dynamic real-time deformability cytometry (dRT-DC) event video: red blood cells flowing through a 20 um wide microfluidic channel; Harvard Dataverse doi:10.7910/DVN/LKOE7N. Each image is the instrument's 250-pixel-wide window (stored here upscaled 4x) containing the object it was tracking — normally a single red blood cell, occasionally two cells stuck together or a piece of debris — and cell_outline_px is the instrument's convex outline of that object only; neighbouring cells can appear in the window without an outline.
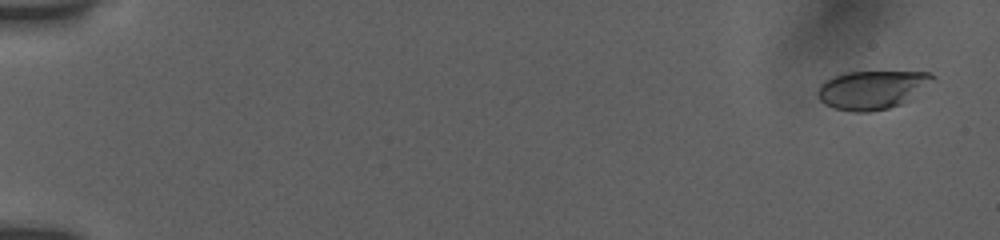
{"species": "human", "species_latin": "Homo sapiens", "temperature_condition": "room temperature", "stored_images_in_passage": 30, "camera_frame_rate_fps": 3000, "um_per_image_px": 0.085, "donor": {"sex": "female"}, "frame": {"image": 1, "passage_image": 2, "time_ms": 0.667, "image_size_px": [1000, 240], "cell_outline_px": [[936, 80], [912, 100], [888, 108], [868, 112], [856, 112], [832, 108], [824, 104], [816, 96], [816, 92], [820, 84], [824, 80], [832, 76], [844, 72], [928, 72], [936, 76]], "centroid_in_image_um": [74.14, 7.63], "position_along_channel_um": 10.9, "area_um2": 26.41}}
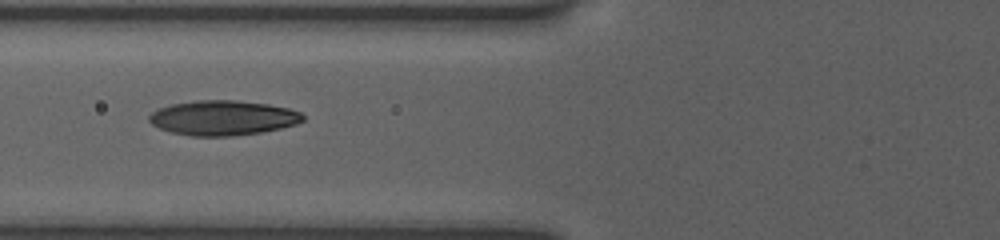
{"frame": {"image": 2, "passage_image": 18, "time_ms": 7.667, "image_size_px": [1000, 240], "cell_outline_px": [[304, 120], [296, 124], [280, 128], [260, 132], [232, 136], [192, 136], [172, 132], [160, 128], [152, 124], [148, 120], [148, 116], [152, 112], [160, 108], [172, 104], [196, 100], [236, 100], [268, 104], [288, 108], [300, 112], [304, 116]], "centroid_in_image_um": [18.95, 10.01], "position_along_channel_um": 106.9, "area_um2": 31.1}}
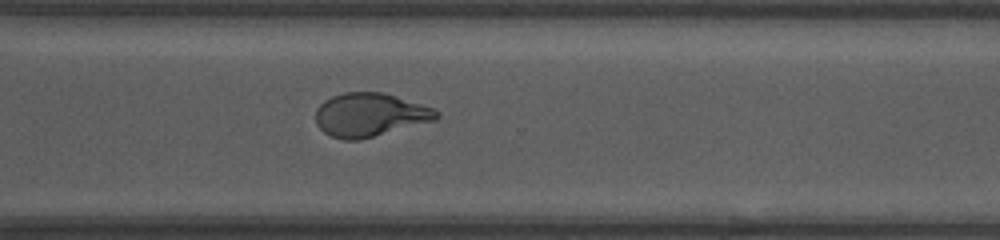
{"frame": {"image": 3, "passage_image": 30, "time_ms": 13.667, "image_size_px": [1000, 240], "cell_outline_px": [[440, 116], [436, 120], [360, 140], [344, 140], [332, 136], [324, 132], [316, 124], [316, 108], [324, 100], [332, 96], [344, 92], [380, 92], [420, 104], [432, 108]], "centroid_in_image_um": [31.39, 9.77], "position_along_channel_um": 339.2, "area_um2": 30.35}}